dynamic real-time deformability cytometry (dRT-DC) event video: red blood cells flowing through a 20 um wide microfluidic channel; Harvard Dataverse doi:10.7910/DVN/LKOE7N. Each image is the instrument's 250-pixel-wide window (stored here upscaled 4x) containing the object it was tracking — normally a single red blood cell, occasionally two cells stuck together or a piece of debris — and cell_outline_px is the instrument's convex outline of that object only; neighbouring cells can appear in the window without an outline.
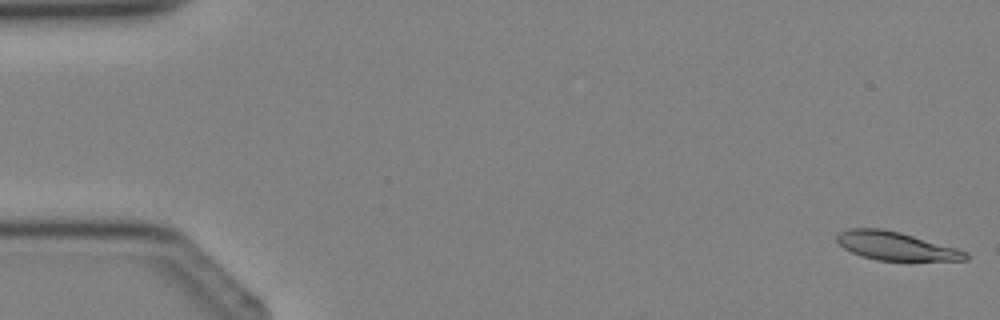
{"species": "Egyptian fruit bat (a non-hibernating species)", "species_latin": "Rousettus aegyptiacus", "temperature_condition": "cold", "stored_images_in_passage": 4, "camera_frame_rate_fps": 3000, "um_per_image_px": 0.085, "animal": {"sex": "female"}, "frame": {"image": 1, "passage_image": 1, "time_ms": 0.0, "image_size_px": [1000, 320], "cell_outline_px": [[968, 260], [876, 260], [860, 256], [844, 248], [836, 240], [836, 236], [840, 232], [848, 228], [880, 228], [900, 232], [956, 248], [968, 252]], "centroid_in_image_um": [76.12, 20.9], "position_along_channel_um": 8.9, "area_um2": 21.1}}